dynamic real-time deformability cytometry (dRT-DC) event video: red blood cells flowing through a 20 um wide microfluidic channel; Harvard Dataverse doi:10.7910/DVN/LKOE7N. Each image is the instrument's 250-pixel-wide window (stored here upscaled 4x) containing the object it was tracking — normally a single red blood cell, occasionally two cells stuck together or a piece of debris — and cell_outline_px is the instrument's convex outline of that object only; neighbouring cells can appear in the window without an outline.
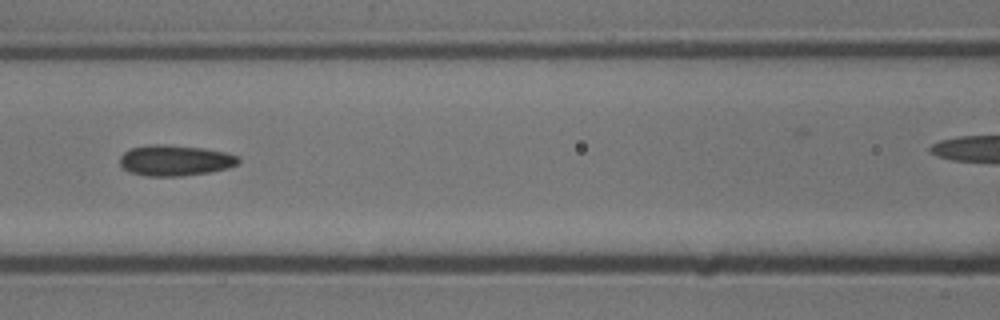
{"species": "common noctule bat (a hibernating species)", "species_latin": "Nyctalus noctula", "temperature_condition": "cold", "stored_images_in_passage": 4, "camera_frame_rate_fps": 3000, "um_per_image_px": 0.085, "animal": {"sex": "male", "body_mass_g": 13.3}, "frame": {"image": 1, "passage_image": 4, "time_ms": 1.0, "image_size_px": [1000, 320], "cell_outline_px": [[240, 164], [228, 168], [212, 172], [184, 176], [148, 176], [128, 172], [120, 164], [120, 156], [124, 152], [132, 148], [148, 144], [164, 144], [204, 148], [224, 152], [240, 156]], "centroid_in_image_um": [14.91, 13.64], "position_along_channel_um": 151.7, "area_um2": 21.56}}